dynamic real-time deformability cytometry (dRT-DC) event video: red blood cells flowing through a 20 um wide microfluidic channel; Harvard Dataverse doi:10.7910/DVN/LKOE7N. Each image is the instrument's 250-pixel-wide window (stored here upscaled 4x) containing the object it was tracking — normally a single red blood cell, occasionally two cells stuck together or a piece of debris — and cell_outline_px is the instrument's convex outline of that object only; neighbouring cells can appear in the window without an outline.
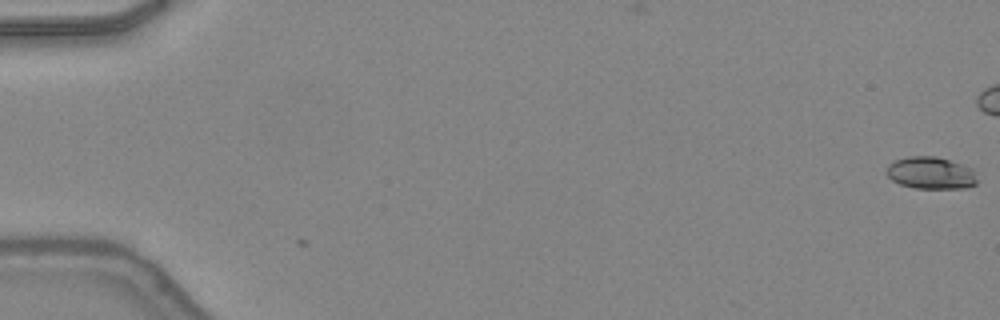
{"species": "common noctule bat (a hibernating species)", "species_latin": "Nyctalus noctula", "temperature_condition": "warm", "stored_images_in_passage": 3, "camera_frame_rate_fps": 3000, "um_per_image_px": 0.085, "animal": {"sex": "female", "body_mass_g": 24.6, "forearm_length_mm": 56.2}, "frame": {"image": 1, "passage_image": 3, "time_ms": 0.667, "image_size_px": [1000, 320], "cell_outline_px": [[976, 184], [964, 188], [912, 188], [900, 184], [892, 180], [888, 176], [888, 164], [896, 160], [908, 156], [936, 156], [964, 164], [972, 168], [976, 180]], "centroid_in_image_um": [79.12, 14.69], "position_along_channel_um": 5.9, "area_um2": 16.94}}